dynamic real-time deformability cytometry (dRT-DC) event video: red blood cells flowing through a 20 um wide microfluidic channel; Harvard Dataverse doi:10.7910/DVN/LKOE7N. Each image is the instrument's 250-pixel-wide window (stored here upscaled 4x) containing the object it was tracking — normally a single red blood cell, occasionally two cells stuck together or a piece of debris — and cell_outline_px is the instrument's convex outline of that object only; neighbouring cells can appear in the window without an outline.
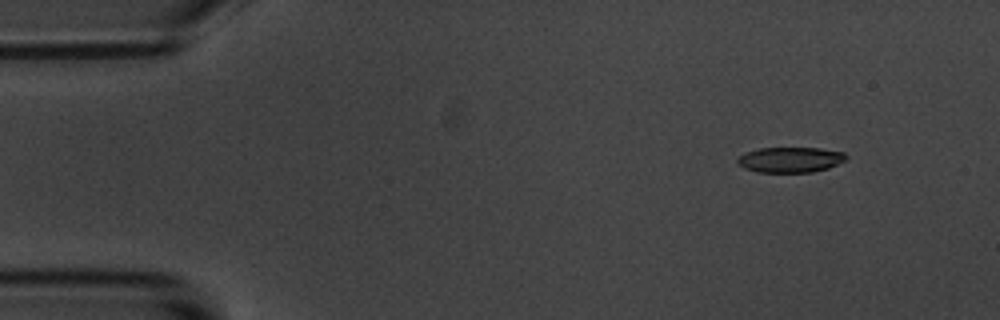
{"species": "common noctule bat (a hibernating species)", "species_latin": "Nyctalus noctula", "temperature_condition": "room temperature", "stored_images_in_passage": 4, "camera_frame_rate_fps": 3000, "um_per_image_px": 0.085, "animal": {"sex": "male", "body_mass_g": 20.1, "forearm_length_mm": 53.5}, "frame": {"image": 1, "passage_image": 1, "time_ms": 0.0, "image_size_px": [1000, 320], "cell_outline_px": [[848, 160], [828, 168], [812, 172], [756, 172], [744, 168], [736, 164], [736, 160], [744, 152], [760, 148], [820, 148], [844, 152], [848, 156]], "centroid_in_image_um": [67.18, 13.57], "position_along_channel_um": 17.8, "area_um2": 16.3}}
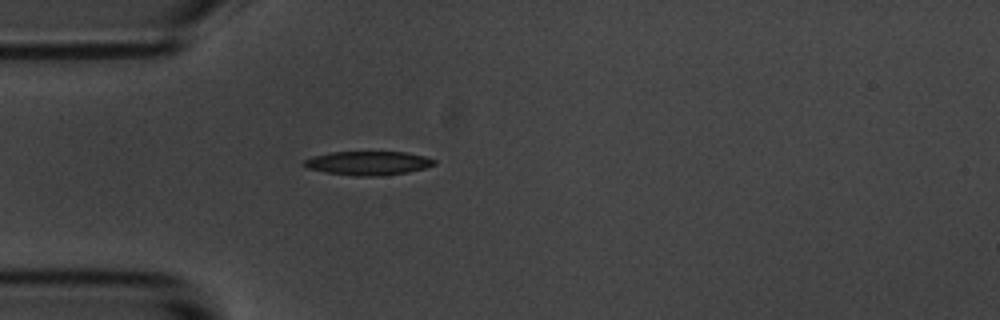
{"frame": {"image": 2, "passage_image": 4, "time_ms": 3.333, "image_size_px": [1000, 320], "cell_outline_px": [[436, 164], [424, 168], [408, 172], [380, 176], [352, 176], [324, 172], [308, 168], [300, 164], [304, 160], [312, 156], [332, 152], [404, 152], [424, 156], [436, 160]], "centroid_in_image_um": [31.26, 13.87], "position_along_channel_um": 53.7, "area_um2": 18.21}}